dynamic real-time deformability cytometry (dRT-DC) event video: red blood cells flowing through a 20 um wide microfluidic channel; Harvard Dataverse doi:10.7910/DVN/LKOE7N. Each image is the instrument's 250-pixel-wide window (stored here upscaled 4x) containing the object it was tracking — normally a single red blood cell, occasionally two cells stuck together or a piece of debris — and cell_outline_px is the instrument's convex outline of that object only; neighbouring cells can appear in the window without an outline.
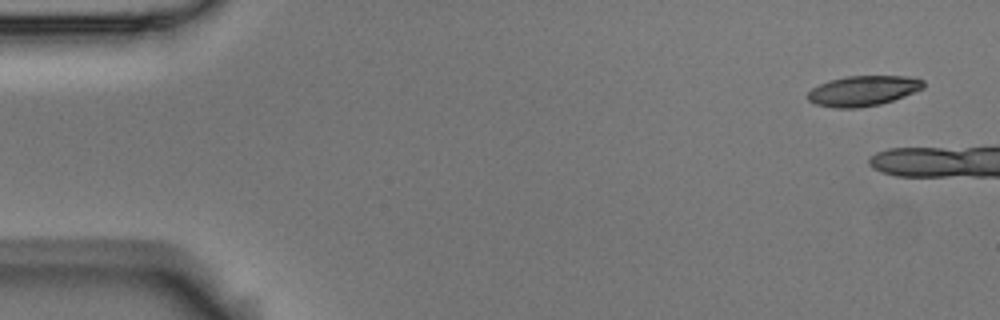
{"species": "Egyptian fruit bat (a non-hibernating species)", "species_latin": "Rousettus aegyptiacus", "temperature_condition": "room temperature", "stored_images_in_passage": 4, "camera_frame_rate_fps": 3000, "um_per_image_px": 0.085, "animal": {"sex": "male"}, "frame": {"image": 1, "passage_image": 1, "time_ms": 0.0, "image_size_px": [1000, 320], "cell_outline_px": [[924, 88], [904, 96], [880, 104], [860, 108], [836, 108], [816, 104], [808, 100], [808, 92], [812, 88], [828, 80], [848, 76], [908, 76], [924, 80]], "centroid_in_image_um": [73.36, 7.71], "position_along_channel_um": 11.6, "area_um2": 20.35}}